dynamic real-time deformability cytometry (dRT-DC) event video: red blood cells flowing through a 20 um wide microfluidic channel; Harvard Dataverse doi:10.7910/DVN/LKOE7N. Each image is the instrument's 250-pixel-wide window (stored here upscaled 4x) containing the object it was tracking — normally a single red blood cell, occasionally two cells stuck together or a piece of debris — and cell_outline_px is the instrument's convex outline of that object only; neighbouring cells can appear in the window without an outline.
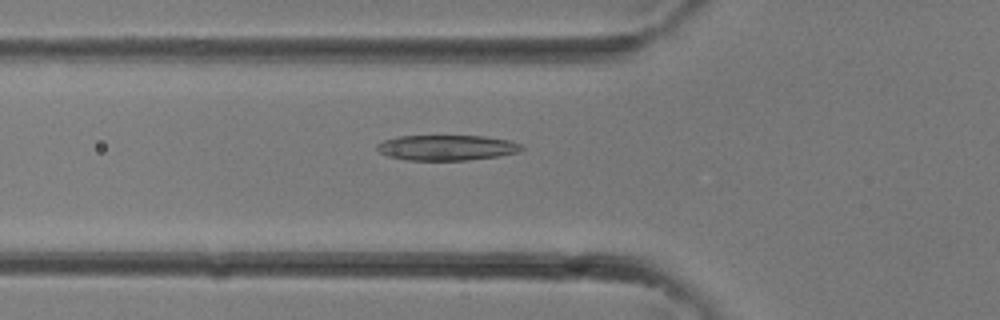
{"species": "common noctule bat (a hibernating species)", "species_latin": "Nyctalus noctula", "temperature_condition": "room temperature", "stored_images_in_passage": 31, "camera_frame_rate_fps": 3000, "um_per_image_px": 0.085, "animal": {"sex": "female"}, "frame": {"image": 1, "passage_image": 9, "time_ms": 2.667, "image_size_px": [1000, 320], "cell_outline_px": [[524, 148], [520, 152], [500, 156], [468, 160], [404, 160], [388, 156], [380, 152], [376, 148], [376, 144], [384, 140], [396, 136], [484, 136], [508, 140], [520, 144]], "centroid_in_image_um": [37.97, 12.55], "position_along_channel_um": 87.8, "area_um2": 21.5}}
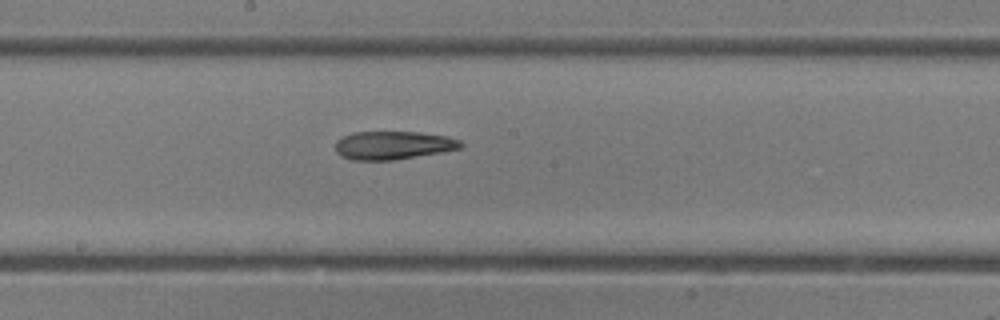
{"frame": {"image": 2, "passage_image": 15, "time_ms": 4.667, "image_size_px": [1000, 320], "cell_outline_px": [[464, 144], [460, 148], [440, 152], [392, 160], [352, 160], [340, 156], [336, 152], [336, 140], [352, 132], [420, 132], [444, 136], [460, 140]], "centroid_in_image_um": [33.37, 12.34], "position_along_channel_um": 214.8, "area_um2": 20.52}}
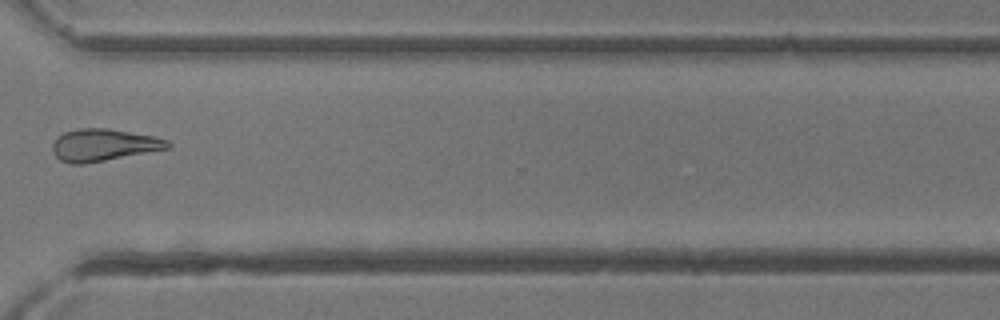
{"frame": {"image": 3, "passage_image": 22, "time_ms": 7.0, "image_size_px": [1000, 320], "cell_outline_px": [[172, 148], [84, 164], [72, 164], [60, 160], [52, 152], [52, 144], [56, 136], [64, 132], [80, 128], [108, 128], [156, 136], [168, 140], [172, 144]], "centroid_in_image_um": [8.82, 12.32], "position_along_channel_um": 361.8, "area_um2": 21.91}}